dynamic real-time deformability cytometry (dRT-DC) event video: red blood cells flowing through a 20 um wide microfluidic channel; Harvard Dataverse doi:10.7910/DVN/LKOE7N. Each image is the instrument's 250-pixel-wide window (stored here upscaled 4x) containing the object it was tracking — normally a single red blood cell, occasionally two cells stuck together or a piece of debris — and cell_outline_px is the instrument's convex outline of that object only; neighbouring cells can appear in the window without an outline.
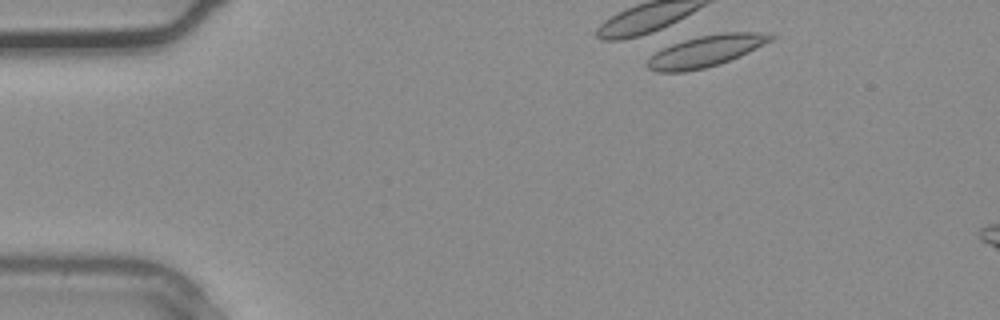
{"species": "common noctule bat (a hibernating species)", "species_latin": "Nyctalus noctula", "temperature_condition": "warm", "stored_images_in_passage": 7, "camera_frame_rate_fps": 3000, "um_per_image_px": 0.085, "animal": {"sex": "male", "body_mass_g": 20.4}, "frame": {"image": 1, "passage_image": 3, "time_ms": 0.667, "image_size_px": [1000, 320], "cell_outline_px": [[776, 36], [772, 40], [740, 56], [720, 64], [704, 68], [684, 72], [656, 72], [648, 68], [648, 60], [656, 52], [672, 44], [684, 40], [700, 36], [724, 32], [756, 32]], "centroid_in_image_um": [60.0, 4.35], "position_along_channel_um": 25.0, "area_um2": 22.2}}